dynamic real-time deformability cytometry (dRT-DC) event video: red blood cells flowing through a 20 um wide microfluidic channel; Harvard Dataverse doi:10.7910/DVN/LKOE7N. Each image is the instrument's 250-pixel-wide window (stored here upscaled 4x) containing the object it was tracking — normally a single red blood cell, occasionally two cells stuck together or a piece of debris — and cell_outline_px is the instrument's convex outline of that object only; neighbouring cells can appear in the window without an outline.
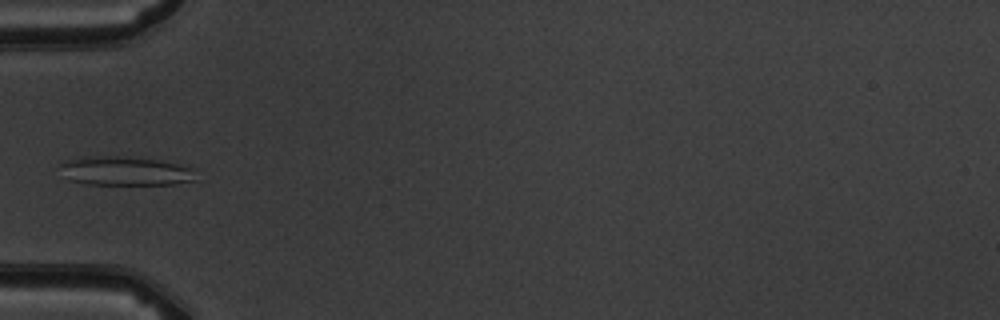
{"species": "common noctule bat (a hibernating species)", "species_latin": "Nyctalus noctula", "temperature_condition": "warm", "stored_images_in_passage": 3, "camera_frame_rate_fps": 3000, "um_per_image_px": 0.085, "animal": {"sex": "male", "body_mass_g": 19.5, "forearm_length_mm": 54.6}, "frame": {"image": 1, "passage_image": 2, "time_ms": 1.333, "image_size_px": [1000, 320], "cell_outline_px": [[196, 180], [172, 184], [88, 184], [68, 180], [60, 164], [64, 160], [84, 156], [112, 156], [160, 160], [192, 168]], "centroid_in_image_um": [10.61, 14.53], "position_along_channel_um": 74.4, "area_um2": 22.66}}
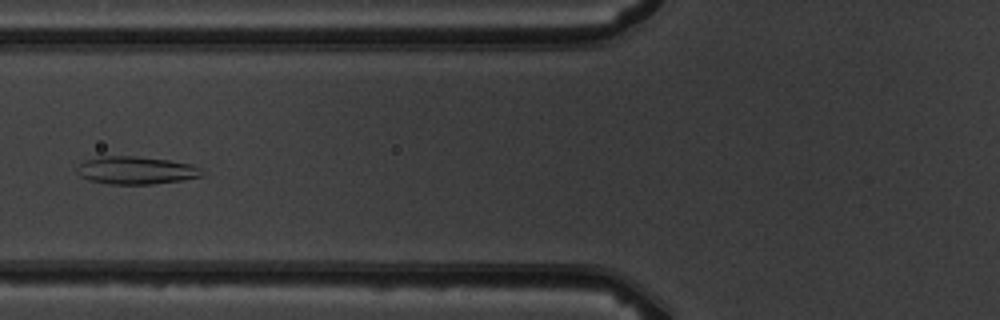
{"frame": {"image": 2, "passage_image": 3, "time_ms": 2.333, "image_size_px": [1000, 320], "cell_outline_px": [[204, 176], [180, 180], [152, 184], [108, 184], [88, 180], [80, 176], [76, 172], [76, 168], [84, 160], [100, 156], [136, 156], [168, 160], [192, 164], [200, 168]], "centroid_in_image_um": [11.52, 14.48], "position_along_channel_um": 114.3, "area_um2": 20.29}}